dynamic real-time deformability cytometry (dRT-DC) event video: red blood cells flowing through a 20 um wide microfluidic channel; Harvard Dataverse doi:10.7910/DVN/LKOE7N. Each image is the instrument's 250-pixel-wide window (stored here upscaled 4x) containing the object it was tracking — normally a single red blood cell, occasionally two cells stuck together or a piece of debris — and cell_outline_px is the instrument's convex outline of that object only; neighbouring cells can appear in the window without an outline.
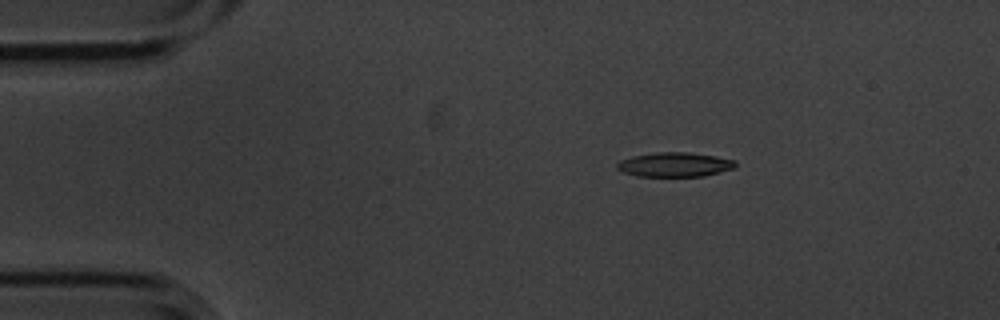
{"species": "common noctule bat (a hibernating species)", "species_latin": "Nyctalus noctula", "temperature_condition": "cold", "stored_images_in_passage": 4, "camera_frame_rate_fps": 3000, "um_per_image_px": 0.085, "animal": {"sex": "male", "body_mass_g": 20.1, "forearm_length_mm": 53.5}, "frame": {"image": 1, "passage_image": 2, "time_ms": 0.333, "image_size_px": [1000, 320], "cell_outline_px": [[736, 168], [704, 176], [636, 176], [624, 172], [616, 168], [616, 164], [620, 160], [632, 156], [656, 152], [688, 152], [736, 160]], "centroid_in_image_um": [57.34, 13.99], "position_along_channel_um": 27.7, "area_um2": 16.82}}
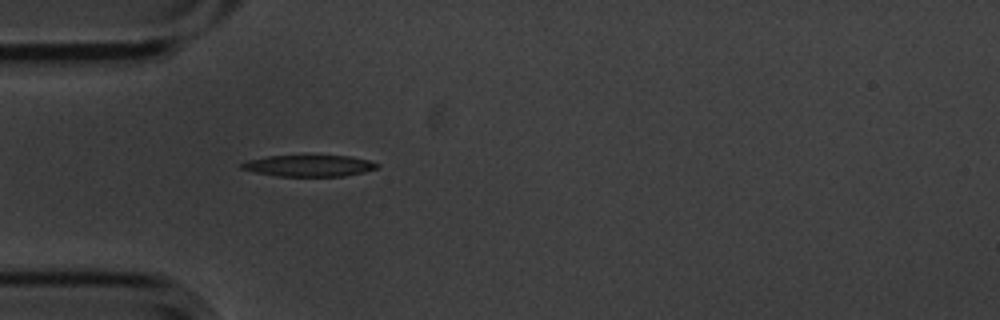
{"frame": {"image": 2, "passage_image": 4, "time_ms": 1.0, "image_size_px": [1000, 320], "cell_outline_px": [[380, 164], [376, 168], [364, 172], [344, 176], [276, 176], [256, 172], [240, 168], [240, 164], [248, 160], [268, 156], [352, 156], [368, 160]], "centroid_in_image_um": [26.28, 14.09], "position_along_channel_um": 58.7, "area_um2": 16.76}}